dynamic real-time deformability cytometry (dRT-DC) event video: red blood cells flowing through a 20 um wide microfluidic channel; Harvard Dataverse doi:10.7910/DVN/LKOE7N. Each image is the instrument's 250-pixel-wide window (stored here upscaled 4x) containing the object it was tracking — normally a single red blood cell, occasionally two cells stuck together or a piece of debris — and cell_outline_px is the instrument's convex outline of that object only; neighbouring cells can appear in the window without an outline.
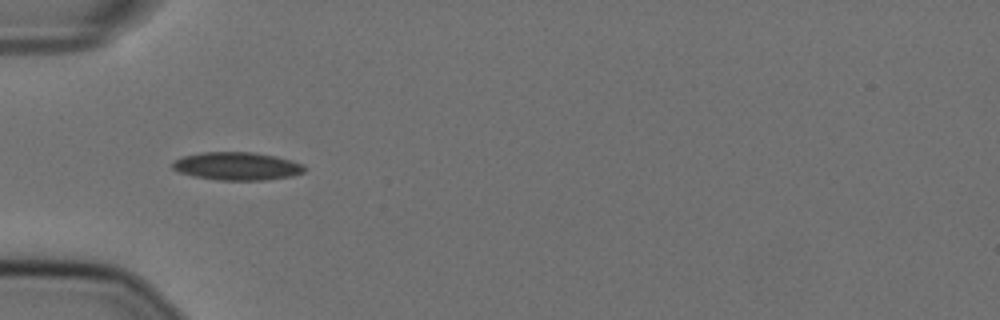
{"species": "Egyptian fruit bat (a non-hibernating species)", "species_latin": "Rousettus aegyptiacus", "temperature_condition": "cold", "stored_images_in_passage": 39, "camera_frame_rate_fps": 3000, "um_per_image_px": 0.085, "animal": {"sex": "female"}, "frame": {"image": 1, "passage_image": 1, "time_ms": 0.0, "image_size_px": [1000, 320], "cell_outline_px": [[304, 172], [292, 176], [264, 180], [220, 180], [192, 176], [176, 172], [172, 168], [172, 164], [176, 160], [184, 156], [204, 152], [252, 152], [276, 156], [292, 160], [304, 164]], "centroid_in_image_um": [20.15, 14.12], "position_along_channel_um": 64.9, "area_um2": 21.56}}
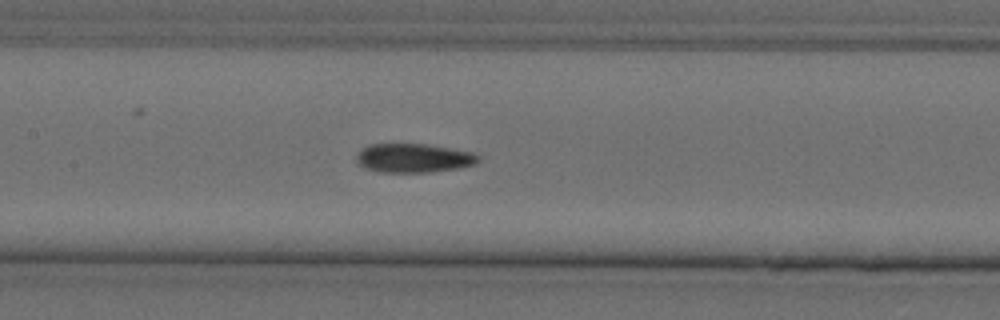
{"frame": {"image": 2, "passage_image": 10, "time_ms": 3.0, "image_size_px": [1000, 320], "cell_outline_px": [[480, 160], [476, 164], [460, 168], [428, 172], [380, 172], [364, 168], [356, 160], [356, 156], [368, 144], [428, 144], [476, 152], [480, 156]], "centroid_in_image_um": [35.23, 13.43], "position_along_channel_um": 172.2, "area_um2": 20.75}}
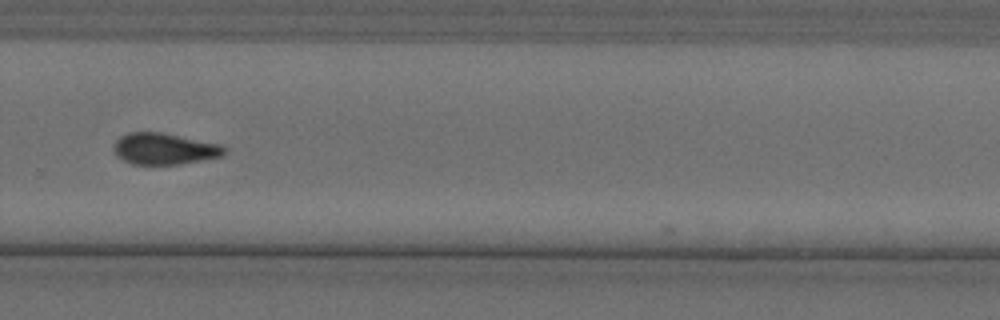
{"frame": {"image": 3, "passage_image": 22, "time_ms": 7.0, "image_size_px": [1000, 320], "cell_outline_px": [[228, 152], [224, 156], [180, 164], [132, 164], [116, 156], [112, 148], [112, 144], [120, 136], [128, 132], [160, 132], [220, 144], [228, 148]], "centroid_in_image_um": [13.97, 12.65], "position_along_channel_um": 315.8, "area_um2": 20.46}, "authors_computed_cell_mechanics": {"area_um2": 20.7502, "velocity_mm_per_s": 3.6117, "shape_relaxation_time_tau1_ms": 5.9281, "shape_relaxation_time_tau2_ms": 4.9455, "deformation_change_tau1": 0.1565, "deformation_change_tau2": 0.1056}}